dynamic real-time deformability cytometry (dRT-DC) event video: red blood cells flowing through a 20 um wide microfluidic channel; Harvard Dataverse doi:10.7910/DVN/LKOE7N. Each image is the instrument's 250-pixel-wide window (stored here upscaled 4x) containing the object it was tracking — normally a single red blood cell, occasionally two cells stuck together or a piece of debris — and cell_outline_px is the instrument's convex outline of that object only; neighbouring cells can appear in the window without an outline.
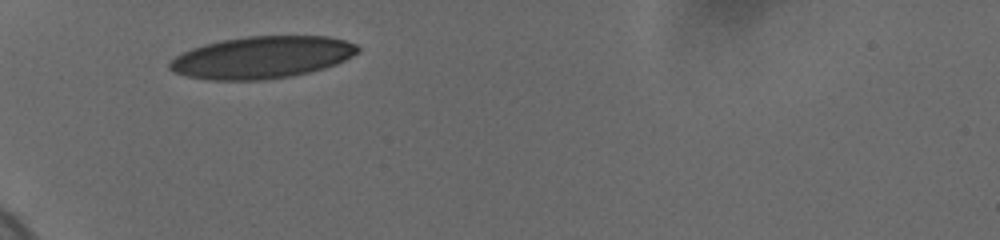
{"species": "human", "species_latin": "Homo sapiens", "temperature_condition": "cold", "stored_images_in_passage": 30, "camera_frame_rate_fps": 3000, "um_per_image_px": 0.085, "donor": {"sex": "female"}, "frame": {"image": 1, "passage_image": 1, "time_ms": 0.0, "image_size_px": [1000, 240], "cell_outline_px": [[360, 52], [336, 64], [312, 72], [292, 76], [264, 80], [208, 80], [188, 76], [176, 72], [168, 68], [168, 64], [176, 56], [192, 48], [204, 44], [220, 40], [248, 36], [328, 36], [344, 40], [356, 44], [360, 48]], "centroid_in_image_um": [22.29, 4.88], "position_along_channel_um": 62.7, "area_um2": 46.24}}
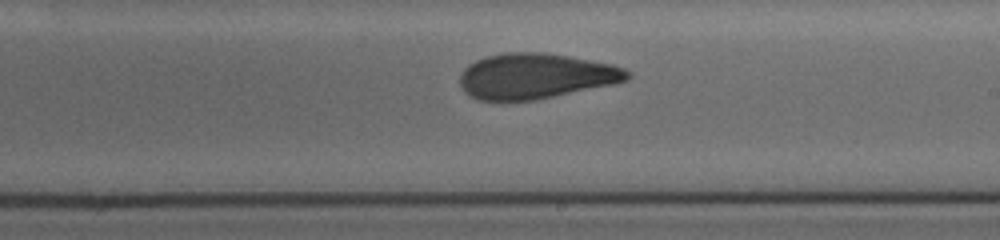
{"frame": {"image": 2, "passage_image": 17, "time_ms": 5.333, "image_size_px": [1000, 240], "cell_outline_px": [[632, 76], [628, 80], [616, 84], [536, 100], [480, 100], [472, 96], [460, 84], [460, 72], [468, 64], [476, 60], [488, 56], [504, 52], [544, 52], [568, 56], [612, 64], [624, 68], [632, 72]], "centroid_in_image_um": [45.59, 6.46], "position_along_channel_um": 243.4, "area_um2": 44.45}}
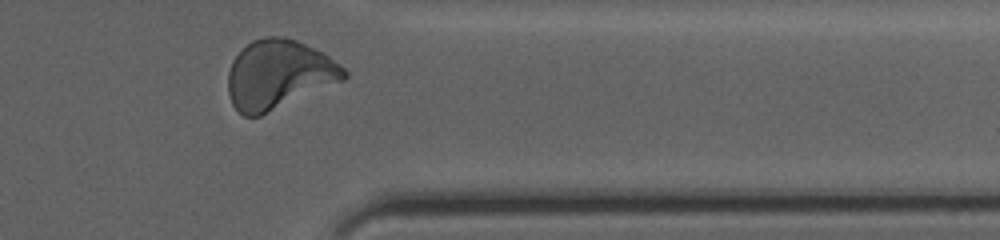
{"frame": {"image": 3, "passage_image": 29, "time_ms": 9.333, "image_size_px": [1000, 240], "cell_outline_px": [[348, 76], [344, 80], [260, 116], [244, 116], [232, 104], [228, 96], [228, 72], [232, 60], [252, 40], [264, 36], [280, 36], [296, 40], [328, 56], [344, 68], [348, 72]], "centroid_in_image_um": [23.67, 6.34], "position_along_channel_um": 387.7, "area_um2": 46.3}, "authors_computed_cell_mechanics": {"area_um2": 45.4886, "velocity_mm_per_s": 3.6821, "shape_relaxation_time_tau1_ms": 7.5374, "shape_relaxation_time_tau2_ms": 1.8516, "deformation_change_tau1": 0.2011, "deformation_change_tau2": 0.0757}}